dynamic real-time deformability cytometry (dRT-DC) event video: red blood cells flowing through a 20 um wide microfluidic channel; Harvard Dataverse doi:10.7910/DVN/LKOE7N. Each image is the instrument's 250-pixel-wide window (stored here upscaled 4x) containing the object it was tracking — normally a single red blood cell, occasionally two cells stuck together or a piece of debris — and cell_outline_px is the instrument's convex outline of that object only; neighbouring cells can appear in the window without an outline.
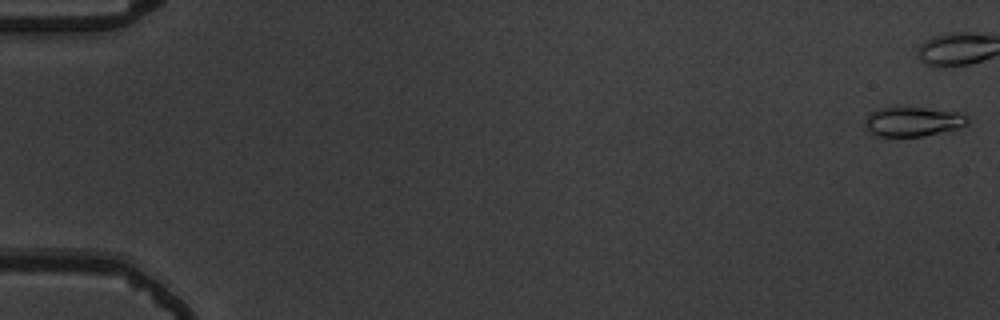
{"species": "common noctule bat (a hibernating species)", "species_latin": "Nyctalus noctula", "temperature_condition": "warm", "stored_images_in_passage": 51, "camera_frame_rate_fps": 3000, "um_per_image_px": 0.085, "animal": {"sex": "male", "body_mass_g": 19.5, "forearm_length_mm": 54.6}, "frame": {"image": 1, "passage_image": 1, "time_ms": 0.0, "image_size_px": [1000, 320], "cell_outline_px": [[968, 124], [960, 128], [924, 136], [876, 136], [864, 124], [864, 120], [872, 112], [880, 108], [924, 108], [960, 112], [968, 116]], "centroid_in_image_um": [77.65, 10.34], "position_along_channel_um": 7.3, "area_um2": 17.46}}
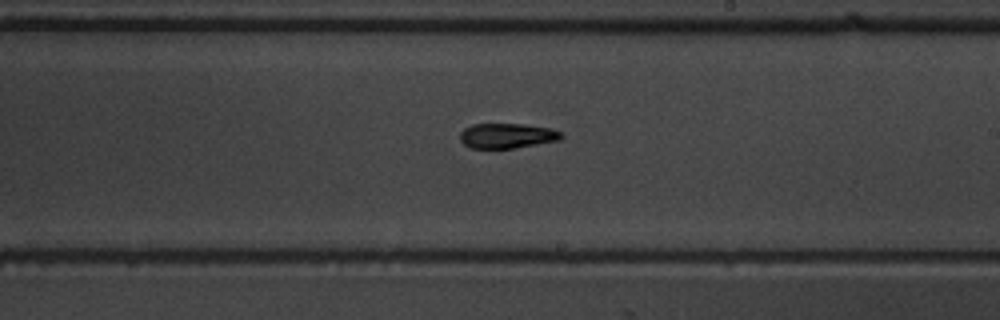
{"frame": {"image": 2, "passage_image": 29, "time_ms": 9.333, "image_size_px": [1000, 320], "cell_outline_px": [[564, 136], [560, 140], [516, 148], [468, 148], [460, 140], [460, 132], [464, 128], [472, 124], [524, 124], [548, 128], [560, 132]], "centroid_in_image_um": [43.07, 11.54], "position_along_channel_um": 245.9, "area_um2": 14.8}}
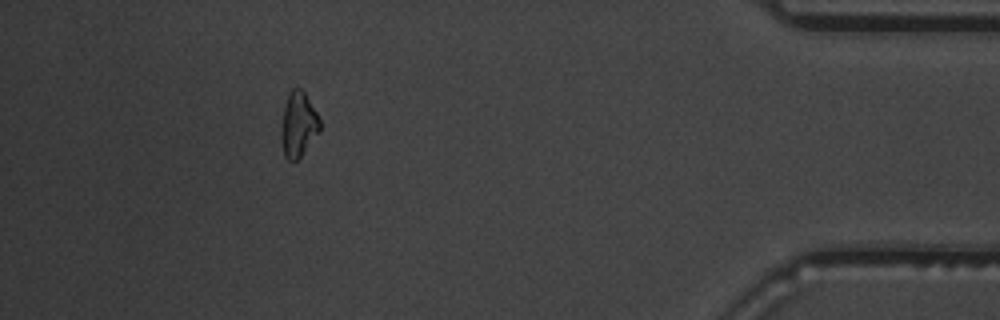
{"frame": {"image": 3, "passage_image": 46, "time_ms": 15.0, "image_size_px": [1000, 320], "cell_outline_px": [[320, 132], [300, 156], [296, 160], [288, 160], [284, 156], [280, 136], [284, 108], [288, 96], [292, 88], [300, 88], [304, 92], [316, 112], [320, 120]], "centroid_in_image_um": [25.36, 10.6], "position_along_channel_um": 409.8, "area_um2": 14.39}, "authors_computed_cell_mechanics": {"area_um2": 14.9702, "velocity_mm_per_s": 3.7381, "shape_relaxation_time_tau1_ms": 4.714, "shape_relaxation_time_tau2_ms": 3.5873, "deformation_change_tau1": 0.1757, "deformation_change_tau2": 0.1253}}